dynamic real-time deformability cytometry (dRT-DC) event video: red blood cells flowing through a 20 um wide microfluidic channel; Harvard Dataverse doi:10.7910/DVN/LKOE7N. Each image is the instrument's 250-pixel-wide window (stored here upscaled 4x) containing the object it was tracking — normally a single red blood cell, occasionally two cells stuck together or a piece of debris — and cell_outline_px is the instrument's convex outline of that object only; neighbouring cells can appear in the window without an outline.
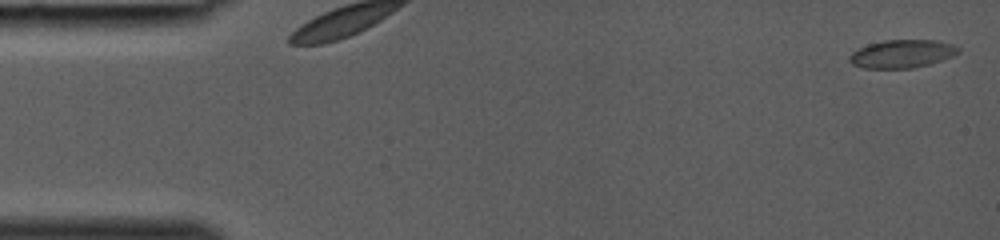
{"species": "common noctule bat (a hibernating species)", "species_latin": "Nyctalus noctula", "temperature_condition": "room temperature", "stored_images_in_passage": 37, "camera_frame_rate_fps": 3000, "um_per_image_px": 0.085, "animal": {"sex": "female", "body_mass_g": 19.0, "forearm_length_mm": 53.3}, "frame": {"image": 1, "passage_image": 1, "time_ms": 0.0, "image_size_px": [1000, 240], "cell_outline_px": [[960, 52], [944, 60], [912, 68], [864, 68], [852, 64], [848, 60], [848, 56], [852, 52], [868, 44], [884, 40], [936, 40], [952, 44], [960, 48]], "centroid_in_image_um": [76.68, 4.57], "position_along_channel_um": 8.3, "area_um2": 17.86}}
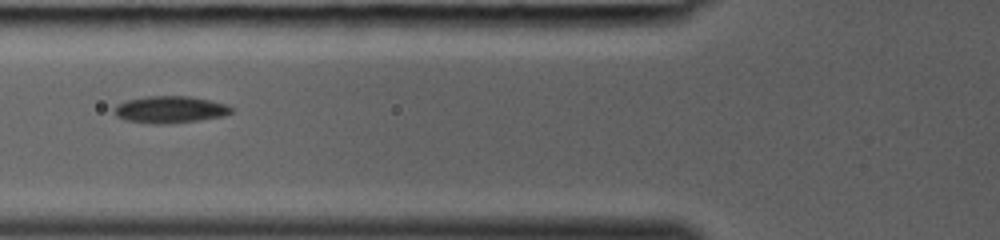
{"frame": {"image": 2, "passage_image": 15, "time_ms": 4.667, "image_size_px": [1000, 240], "cell_outline_px": [[232, 112], [224, 116], [196, 120], [164, 124], [152, 124], [124, 120], [116, 116], [112, 108], [116, 104], [124, 100], [148, 96], [188, 96], [228, 104], [232, 108]], "centroid_in_image_um": [14.39, 9.31], "position_along_channel_um": 111.4, "area_um2": 18.5}}
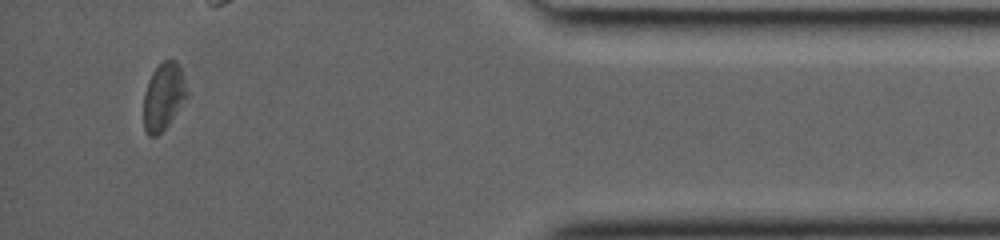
{"frame": {"image": 3, "passage_image": 35, "time_ms": 11.333, "image_size_px": [1000, 240], "cell_outline_px": [[188, 96], [168, 124], [156, 136], [148, 136], [144, 128], [144, 92], [148, 80], [152, 72], [164, 60], [176, 60], [180, 64], [188, 92]], "centroid_in_image_um": [13.9, 8.18], "position_along_channel_um": 421.3, "area_um2": 16.94}}